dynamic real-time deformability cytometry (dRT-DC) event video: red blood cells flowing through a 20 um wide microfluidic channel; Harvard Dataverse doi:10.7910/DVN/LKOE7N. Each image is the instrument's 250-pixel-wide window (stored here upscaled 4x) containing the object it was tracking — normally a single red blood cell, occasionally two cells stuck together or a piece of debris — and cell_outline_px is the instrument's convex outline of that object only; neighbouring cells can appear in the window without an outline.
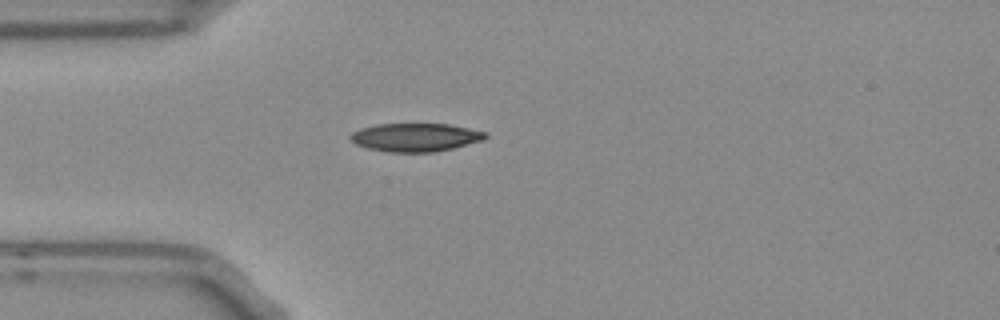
{"species": "Egyptian fruit bat (a non-hibernating species)", "species_latin": "Rousettus aegyptiacus", "temperature_condition": "room temperature", "stored_images_in_passage": 40, "camera_frame_rate_fps": 3000, "um_per_image_px": 0.085, "frame": {"image": 1, "passage_image": 1, "time_ms": 0.0, "image_size_px": [1000, 320], "cell_outline_px": [[488, 136], [480, 140], [452, 148], [432, 152], [388, 152], [368, 148], [356, 144], [348, 136], [352, 132], [360, 128], [376, 124], [448, 124], [488, 132]], "centroid_in_image_um": [35.27, 11.66], "position_along_channel_um": 49.7, "area_um2": 22.08}}
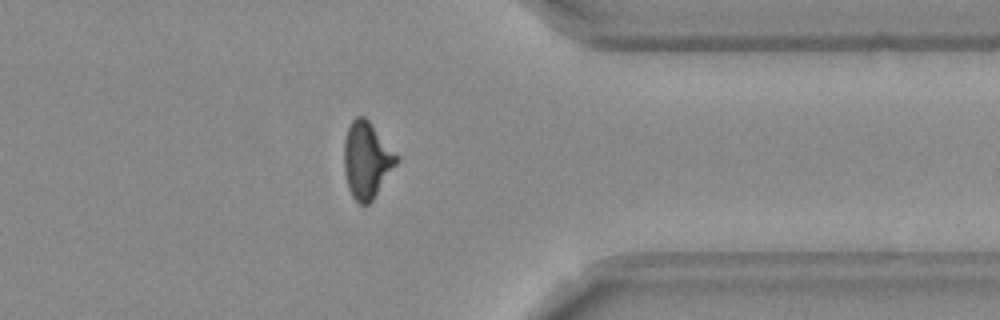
{"frame": {"image": 2, "passage_image": 29, "time_ms": 9.333, "image_size_px": [1000, 320], "cell_outline_px": [[400, 160], [372, 200], [368, 204], [360, 204], [352, 196], [348, 188], [344, 172], [344, 140], [348, 128], [352, 120], [356, 116], [364, 116], [368, 120], [400, 156]], "centroid_in_image_um": [31.19, 13.59], "position_along_channel_um": 380.2, "area_um2": 23.47}}
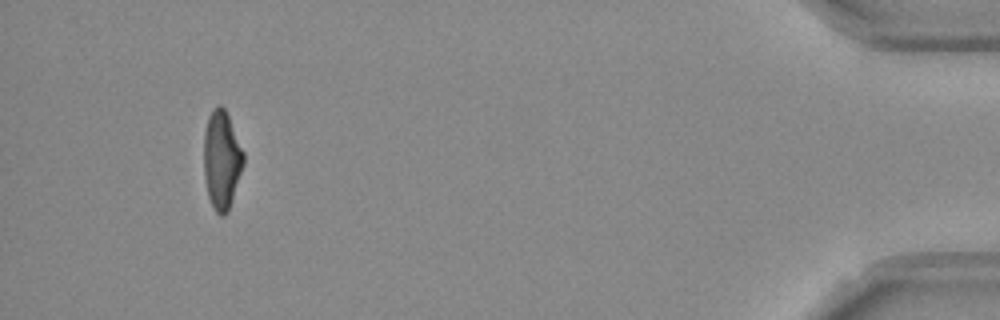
{"frame": {"image": 3, "passage_image": 37, "time_ms": 12.0, "image_size_px": [1000, 320], "cell_outline_px": [[244, 164], [228, 212], [224, 216], [220, 216], [216, 212], [208, 196], [204, 176], [204, 132], [208, 116], [212, 108], [220, 104], [224, 108], [228, 116], [244, 152]], "centroid_in_image_um": [18.84, 13.58], "position_along_channel_um": 416.4, "area_um2": 22.77}, "authors_computed_cell_mechanics": {"area_um2": 22.7154, "velocity_mm_per_s": 3.7439, "shape_relaxation_time_tau1_ms": 3.9557, "shape_relaxation_time_tau2_ms": 1.0523, "deformation_change_tau1": 0.1677, "deformation_change_tau2": 0.059}}